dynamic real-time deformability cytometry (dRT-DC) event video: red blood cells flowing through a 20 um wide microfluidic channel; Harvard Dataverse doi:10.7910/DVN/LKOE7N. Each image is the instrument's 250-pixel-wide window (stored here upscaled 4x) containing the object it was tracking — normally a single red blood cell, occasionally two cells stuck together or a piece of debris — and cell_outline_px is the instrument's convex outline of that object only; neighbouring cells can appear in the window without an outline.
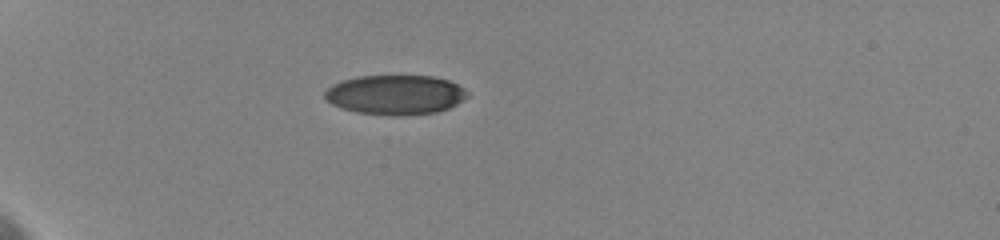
{"species": "human", "species_latin": "Homo sapiens", "temperature_condition": "cold", "stored_images_in_passage": 16, "camera_frame_rate_fps": 3000, "um_per_image_px": 0.085, "donor": {"sex": "female"}, "frame": {"image": 1, "passage_image": 1, "time_ms": 0.0, "image_size_px": [1000, 240], "cell_outline_px": [[468, 96], [456, 104], [448, 108], [436, 112], [392, 116], [356, 112], [340, 108], [332, 104], [324, 96], [324, 92], [332, 84], [356, 76], [432, 76], [448, 80], [464, 88], [468, 92]], "centroid_in_image_um": [33.59, 8.05], "position_along_channel_um": 51.4, "area_um2": 32.83}}
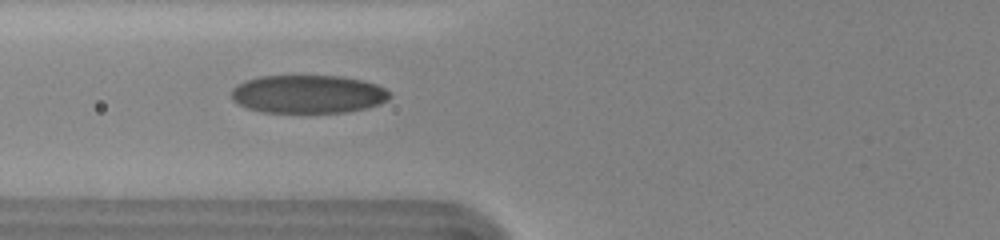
{"frame": {"image": 2, "passage_image": 6, "time_ms": 2.333, "image_size_px": [1000, 240], "cell_outline_px": [[392, 96], [388, 100], [380, 104], [368, 108], [344, 112], [264, 112], [248, 108], [232, 100], [232, 88], [248, 80], [260, 76], [340, 76], [360, 80], [376, 84], [384, 88]], "centroid_in_image_um": [26.22, 8.0], "position_along_channel_um": 99.6, "area_um2": 35.03}}